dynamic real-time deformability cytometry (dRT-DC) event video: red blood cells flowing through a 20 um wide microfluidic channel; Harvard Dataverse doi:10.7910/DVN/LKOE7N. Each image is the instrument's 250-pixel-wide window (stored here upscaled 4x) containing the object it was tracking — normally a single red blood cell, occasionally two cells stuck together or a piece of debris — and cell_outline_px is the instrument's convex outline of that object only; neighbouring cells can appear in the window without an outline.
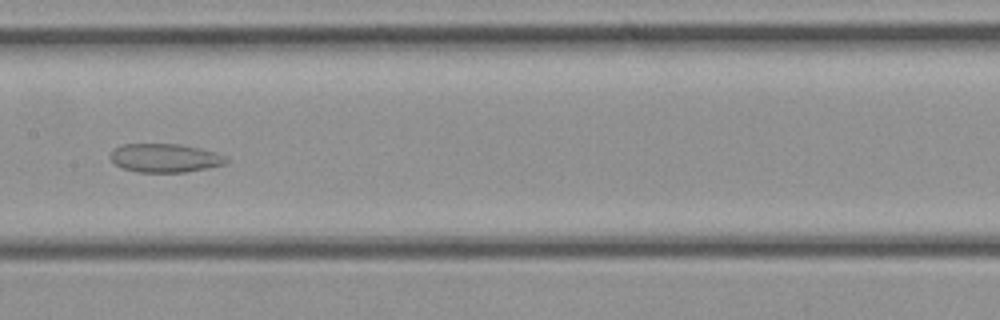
{"species": "common noctule bat (a hibernating species)", "species_latin": "Nyctalus noctula", "temperature_condition": "cold", "stored_images_in_passage": 36, "camera_frame_rate_fps": 3000, "um_per_image_px": 0.085, "animal": {"sex": "female", "body_mass_g": 21.9}, "frame": {"image": 1, "passage_image": 18, "time_ms": 5.667, "image_size_px": [1000, 320], "cell_outline_px": [[228, 160], [224, 164], [208, 168], [184, 172], [136, 172], [124, 168], [116, 164], [108, 156], [112, 148], [120, 144], [180, 144], [200, 148], [216, 152], [224, 156]], "centroid_in_image_um": [13.98, 13.42], "position_along_channel_um": 193.4, "area_um2": 19.42}}
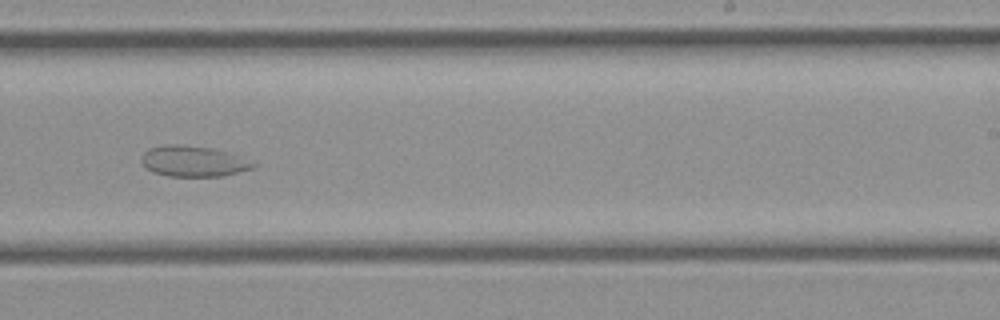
{"frame": {"image": 2, "passage_image": 22, "time_ms": 7.0, "image_size_px": [1000, 320], "cell_outline_px": [[260, 164], [256, 168], [224, 176], [168, 176], [152, 172], [140, 160], [144, 152], [148, 148], [164, 144], [176, 144], [212, 148], [228, 152]], "centroid_in_image_um": [16.48, 13.71], "position_along_channel_um": 272.5, "area_um2": 20.23}}
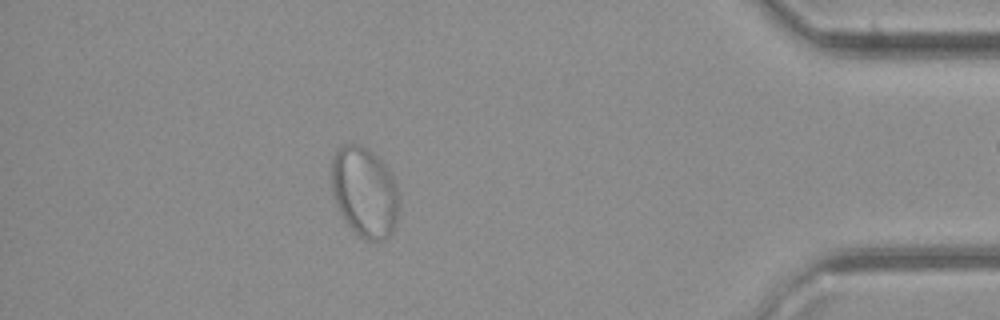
{"frame": {"image": 3, "passage_image": 31, "time_ms": 10.0, "image_size_px": [1000, 320], "cell_outline_px": [[396, 224], [392, 232], [384, 240], [368, 240], [360, 236], [344, 220], [336, 204], [332, 192], [332, 156], [344, 144], [360, 144], [368, 148], [388, 168], [396, 184]], "centroid_in_image_um": [30.96, 16.3], "position_along_channel_um": 404.2, "area_um2": 34.97}}